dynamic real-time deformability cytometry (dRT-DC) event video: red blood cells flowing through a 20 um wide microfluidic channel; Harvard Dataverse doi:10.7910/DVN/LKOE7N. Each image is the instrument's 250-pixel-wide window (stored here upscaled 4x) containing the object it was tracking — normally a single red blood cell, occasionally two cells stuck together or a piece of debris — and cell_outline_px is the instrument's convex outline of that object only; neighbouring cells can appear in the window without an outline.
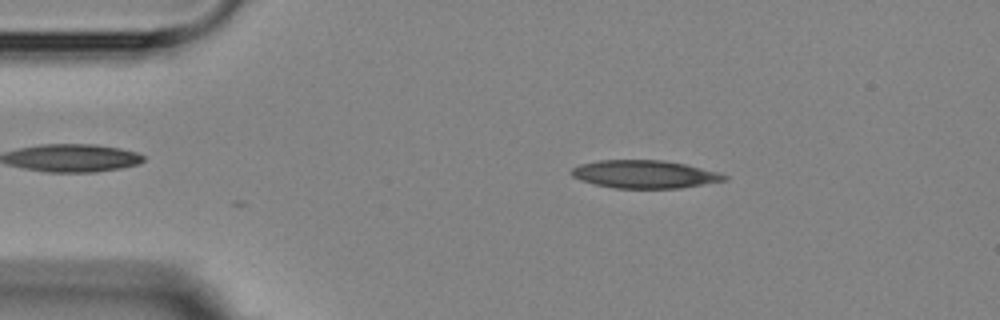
{"species": "Egyptian fruit bat (a non-hibernating species)", "species_latin": "Rousettus aegyptiacus", "temperature_condition": "room temperature", "stored_images_in_passage": 5, "camera_frame_rate_fps": 3000, "um_per_image_px": 0.085, "animal": {"sex": "female"}, "frame": {"image": 1, "passage_image": 1, "time_ms": 0.0, "image_size_px": [1000, 320], "cell_outline_px": [[728, 180], [680, 188], [612, 188], [580, 180], [572, 176], [568, 172], [572, 168], [580, 164], [596, 160], [664, 160], [684, 164], [720, 172], [728, 176]], "centroid_in_image_um": [54.78, 14.81], "position_along_channel_um": 30.2, "area_um2": 25.03}}
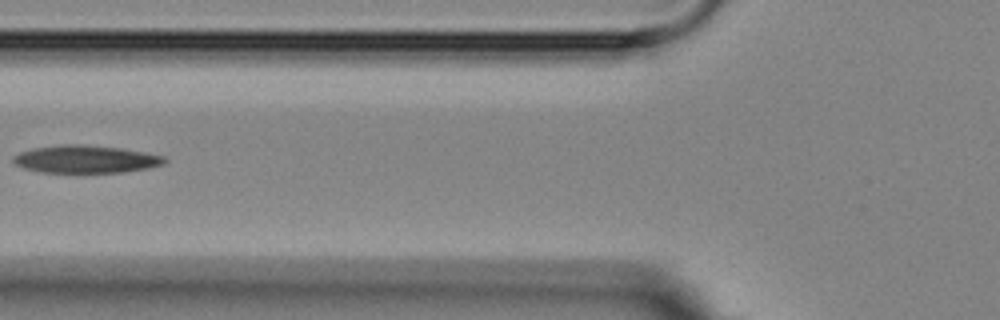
{"frame": {"image": 2, "passage_image": 4, "time_ms": 3.667, "image_size_px": [1000, 320], "cell_outline_px": [[168, 160], [164, 164], [148, 168], [124, 172], [40, 172], [24, 168], [16, 164], [12, 160], [12, 156], [20, 152], [32, 148], [60, 144], [84, 144], [120, 148], [144, 152], [164, 156]], "centroid_in_image_um": [7.28, 13.52], "position_along_channel_um": 118.5, "area_um2": 24.45}}
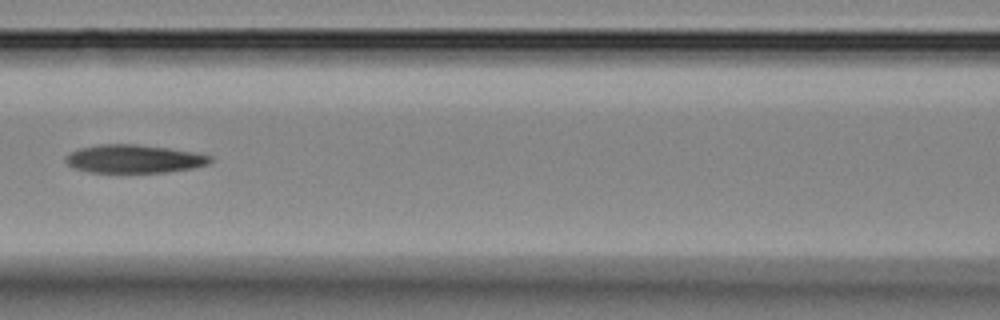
{"frame": {"image": 3, "passage_image": 5, "time_ms": 4.667, "image_size_px": [1000, 320], "cell_outline_px": [[212, 160], [208, 164], [192, 168], [168, 172], [88, 172], [72, 168], [64, 160], [64, 156], [80, 148], [100, 144], [136, 144], [200, 152], [212, 156]], "centroid_in_image_um": [11.41, 13.5], "position_along_channel_um": 155.2, "area_um2": 23.99}}